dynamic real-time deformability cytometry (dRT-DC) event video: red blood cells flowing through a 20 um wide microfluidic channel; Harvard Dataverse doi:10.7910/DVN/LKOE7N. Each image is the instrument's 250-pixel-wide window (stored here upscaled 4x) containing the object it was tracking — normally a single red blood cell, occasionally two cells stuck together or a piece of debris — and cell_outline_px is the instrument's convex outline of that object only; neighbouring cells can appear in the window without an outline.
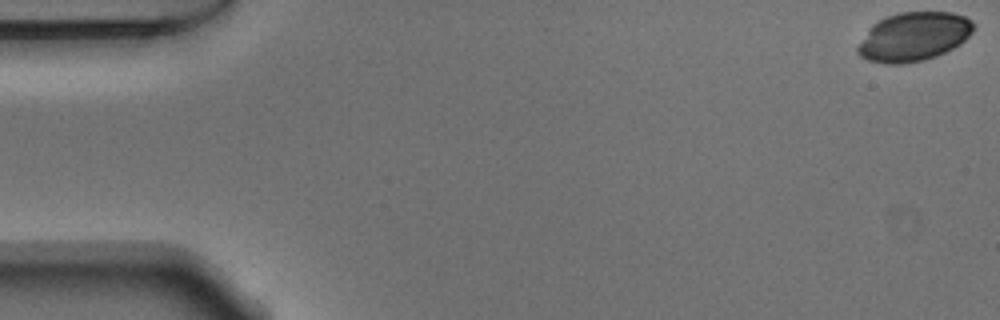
{"species": "Egyptian fruit bat (a non-hibernating species)", "species_latin": "Rousettus aegyptiacus", "temperature_condition": "warm", "stored_images_in_passage": 53, "camera_frame_rate_fps": 3000, "um_per_image_px": 0.085, "animal": {"sex": "male"}, "frame": {"image": 1, "passage_image": 1, "time_ms": 0.0, "image_size_px": [1000, 320], "cell_outline_px": [[972, 32], [960, 44], [936, 56], [924, 60], [904, 64], [888, 64], [868, 60], [860, 56], [856, 52], [856, 48], [872, 24], [888, 16], [900, 12], [952, 12], [964, 16], [972, 20]], "centroid_in_image_um": [77.64, 3.12], "position_along_channel_um": 7.4, "area_um2": 32.77}}